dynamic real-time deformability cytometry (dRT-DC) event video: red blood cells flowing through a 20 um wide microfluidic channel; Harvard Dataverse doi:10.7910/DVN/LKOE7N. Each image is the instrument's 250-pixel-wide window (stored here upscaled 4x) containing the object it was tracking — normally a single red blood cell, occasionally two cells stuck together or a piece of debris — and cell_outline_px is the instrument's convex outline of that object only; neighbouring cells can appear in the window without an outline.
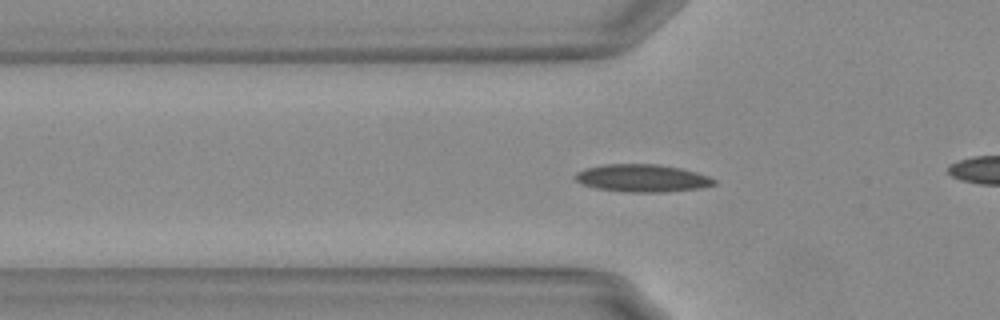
{"species": "Egyptian fruit bat (a non-hibernating species)", "species_latin": "Rousettus aegyptiacus", "temperature_condition": "warm", "stored_images_in_passage": 45, "camera_frame_rate_fps": 3000, "um_per_image_px": 0.085, "animal": {"sex": "female"}, "frame": {"image": 1, "passage_image": 18, "time_ms": 5.667, "image_size_px": [1000, 320], "cell_outline_px": [[716, 184], [700, 188], [660, 192], [624, 192], [596, 188], [584, 184], [576, 180], [572, 176], [576, 172], [584, 168], [604, 164], [656, 164], [680, 168], [696, 172], [708, 176], [716, 180]], "centroid_in_image_um": [54.55, 15.14], "position_along_channel_um": 71.2, "area_um2": 22.31}}
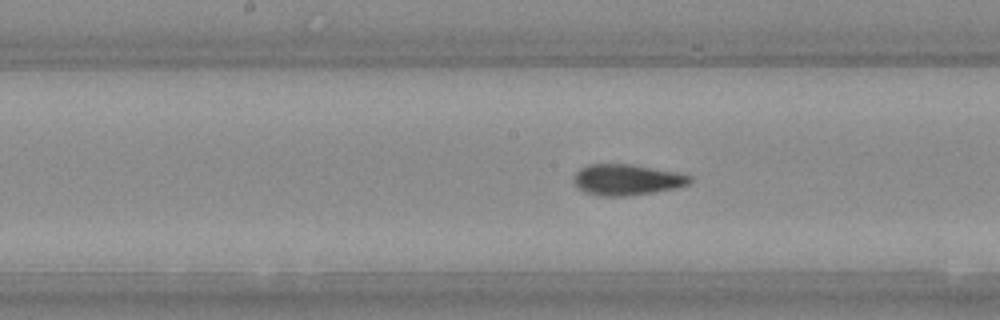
{"frame": {"image": 2, "passage_image": 28, "time_ms": 9.0, "image_size_px": [1000, 320], "cell_outline_px": [[692, 180], [688, 184], [676, 188], [628, 196], [600, 196], [584, 192], [572, 180], [572, 176], [580, 168], [588, 164], [628, 164], [676, 172], [692, 176]], "centroid_in_image_um": [53.25, 15.28], "position_along_channel_um": 195.0, "area_um2": 20.87}}
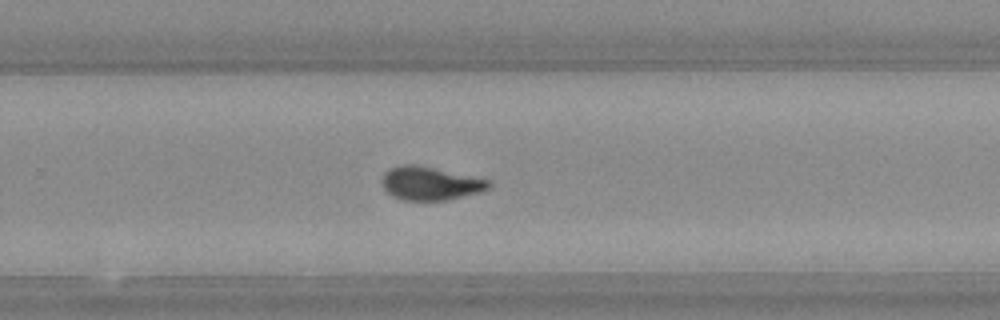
{"frame": {"image": 3, "passage_image": 36, "time_ms": 11.667, "image_size_px": [1000, 320], "cell_outline_px": [[492, 184], [488, 188], [480, 192], [448, 200], [404, 200], [392, 196], [384, 188], [384, 172], [388, 168], [400, 164], [412, 164], [432, 168], [488, 180]], "centroid_in_image_um": [36.54, 15.59], "position_along_channel_um": 293.3, "area_um2": 20.35}}